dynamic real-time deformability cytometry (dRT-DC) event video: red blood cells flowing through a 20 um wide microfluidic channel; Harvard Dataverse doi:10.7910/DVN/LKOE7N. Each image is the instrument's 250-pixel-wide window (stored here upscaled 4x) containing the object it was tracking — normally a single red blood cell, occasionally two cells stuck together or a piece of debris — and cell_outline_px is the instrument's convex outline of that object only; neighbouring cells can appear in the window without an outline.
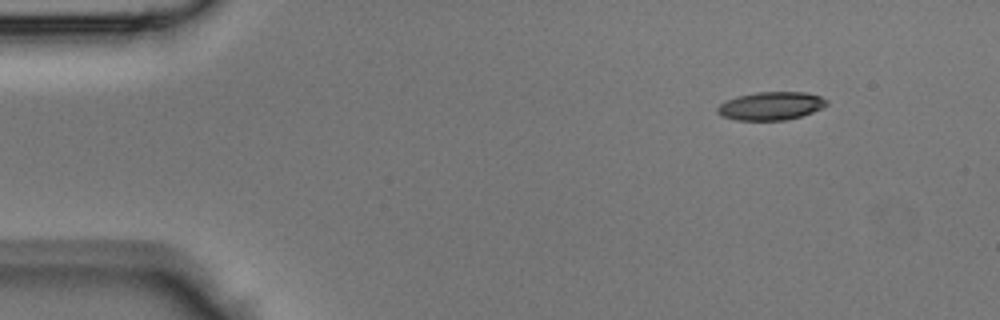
{"species": "Egyptian fruit bat (a non-hibernating species)", "species_latin": "Rousettus aegyptiacus", "temperature_condition": "room temperature", "stored_images_in_passage": 9, "camera_frame_rate_fps": 3000, "um_per_image_px": 0.085, "animal": {"sex": "male"}, "frame": {"image": 1, "passage_image": 1, "time_ms": 0.0, "image_size_px": [1000, 320], "cell_outline_px": [[828, 104], [812, 112], [800, 116], [784, 120], [736, 120], [720, 116], [716, 112], [716, 108], [720, 104], [736, 96], [756, 92], [804, 92], [820, 96], [828, 100]], "centroid_in_image_um": [65.49, 9.0], "position_along_channel_um": 19.5, "area_um2": 17.92}}